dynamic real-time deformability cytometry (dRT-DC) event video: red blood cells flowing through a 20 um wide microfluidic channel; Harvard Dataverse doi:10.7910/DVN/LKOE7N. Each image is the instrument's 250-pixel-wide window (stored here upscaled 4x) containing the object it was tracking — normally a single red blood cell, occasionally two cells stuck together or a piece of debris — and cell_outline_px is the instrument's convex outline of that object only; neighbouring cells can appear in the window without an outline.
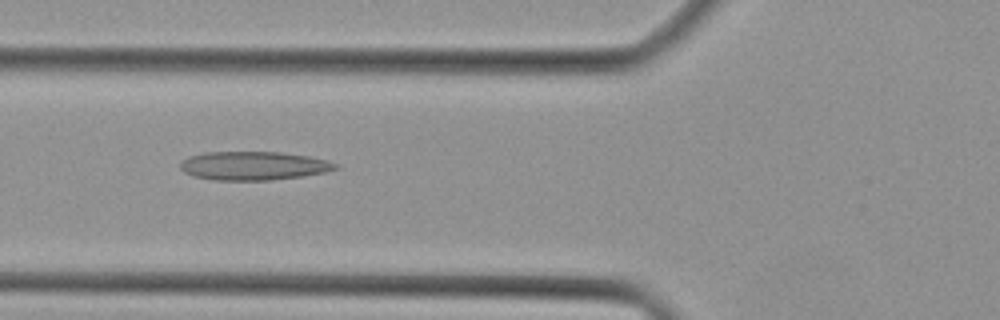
{"species": "Egyptian fruit bat (a non-hibernating species)", "species_latin": "Rousettus aegyptiacus", "temperature_condition": "cold", "stored_images_in_passage": 40, "camera_frame_rate_fps": 3000, "um_per_image_px": 0.085, "animal": {"sex": "female"}, "frame": {"image": 1, "passage_image": 13, "time_ms": 4.0, "image_size_px": [1000, 320], "cell_outline_px": [[340, 168], [324, 172], [300, 176], [272, 180], [216, 180], [192, 176], [184, 172], [180, 168], [180, 160], [188, 156], [204, 152], [280, 152], [308, 156], [328, 160], [340, 164]], "centroid_in_image_um": [21.54, 14.08], "position_along_channel_um": 104.3, "area_um2": 26.07}}
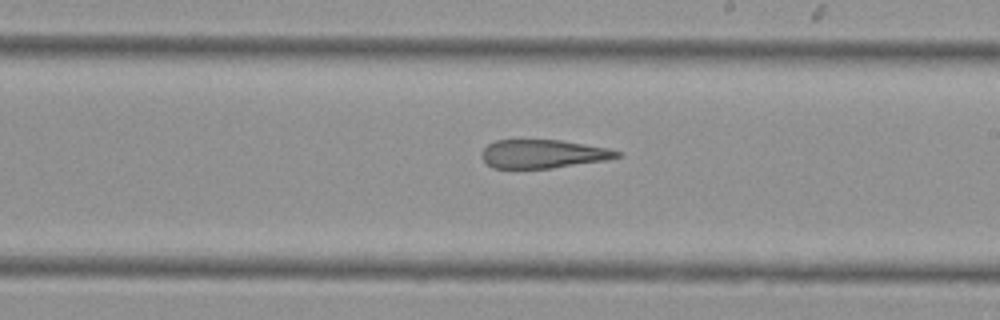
{"frame": {"image": 2, "passage_image": 22, "time_ms": 7.0, "image_size_px": [1000, 320], "cell_outline_px": [[624, 156], [608, 160], [552, 168], [492, 168], [480, 156], [484, 148], [488, 144], [496, 140], [560, 140], [608, 148], [620, 152]], "centroid_in_image_um": [46.19, 13.08], "position_along_channel_um": 242.8, "area_um2": 22.54}}
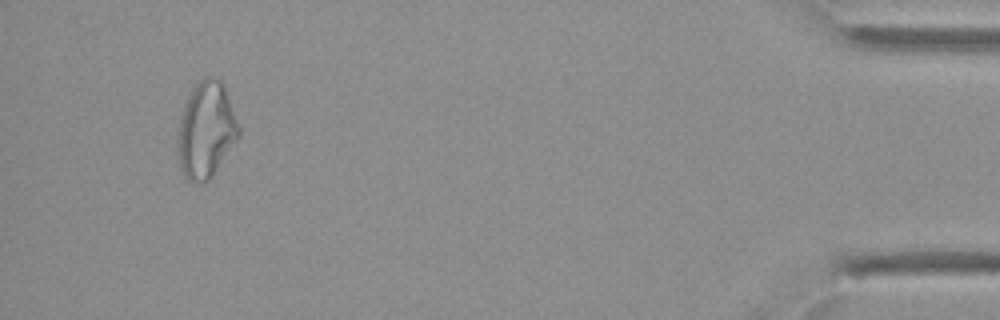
{"frame": {"image": 3, "passage_image": 38, "time_ms": 12.333, "image_size_px": [1000, 320], "cell_outline_px": [[240, 132], [236, 140], [212, 176], [208, 180], [196, 184], [188, 180], [184, 176], [180, 168], [180, 120], [184, 104], [188, 96], [196, 84], [204, 76], [216, 76], [220, 80], [224, 88], [240, 128]], "centroid_in_image_um": [17.53, 11.04], "position_along_channel_um": 417.7, "area_um2": 33.18}}